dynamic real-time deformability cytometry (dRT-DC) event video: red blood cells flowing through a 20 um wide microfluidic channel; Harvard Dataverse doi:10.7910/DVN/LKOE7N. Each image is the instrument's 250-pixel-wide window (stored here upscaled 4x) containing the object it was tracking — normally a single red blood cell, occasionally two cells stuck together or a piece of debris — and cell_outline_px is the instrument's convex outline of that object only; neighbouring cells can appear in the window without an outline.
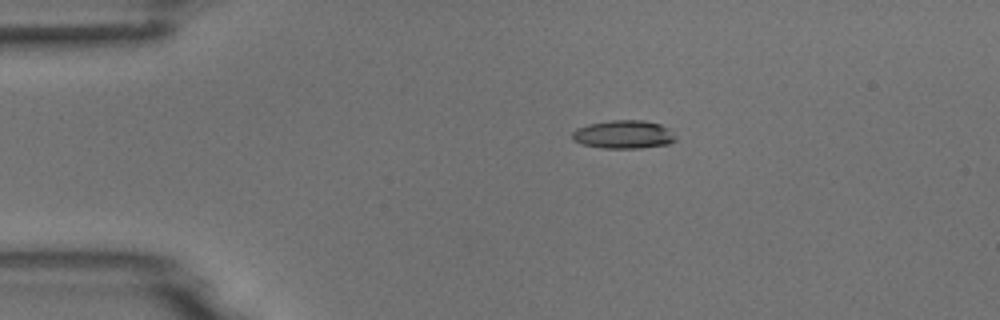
{"species": "common noctule bat (a hibernating species)", "species_latin": "Nyctalus noctula", "temperature_condition": "room temperature", "stored_images_in_passage": 6, "camera_frame_rate_fps": 3000, "um_per_image_px": 0.085, "animal": {"sex": "male", "body_mass_g": 18.8}, "frame": {"image": 1, "passage_image": 3, "time_ms": 3.333, "image_size_px": [1000, 320], "cell_outline_px": [[676, 140], [668, 144], [640, 148], [600, 148], [584, 144], [572, 140], [572, 132], [576, 128], [588, 124], [612, 120], [644, 120], [660, 124], [668, 128], [676, 136]], "centroid_in_image_um": [53.01, 11.43], "position_along_channel_um": 32.0, "area_um2": 17.11}}
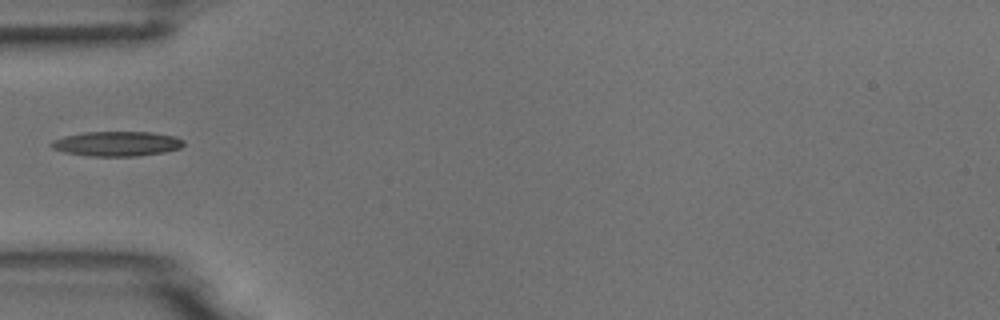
{"frame": {"image": 2, "passage_image": 5, "time_ms": 5.667, "image_size_px": [1000, 320], "cell_outline_px": [[184, 144], [180, 148], [164, 152], [136, 156], [88, 156], [64, 152], [52, 148], [48, 144], [52, 140], [64, 136], [84, 132], [152, 132], [176, 136], [184, 140]], "centroid_in_image_um": [9.92, 12.21], "position_along_channel_um": 75.1, "area_um2": 19.25}}